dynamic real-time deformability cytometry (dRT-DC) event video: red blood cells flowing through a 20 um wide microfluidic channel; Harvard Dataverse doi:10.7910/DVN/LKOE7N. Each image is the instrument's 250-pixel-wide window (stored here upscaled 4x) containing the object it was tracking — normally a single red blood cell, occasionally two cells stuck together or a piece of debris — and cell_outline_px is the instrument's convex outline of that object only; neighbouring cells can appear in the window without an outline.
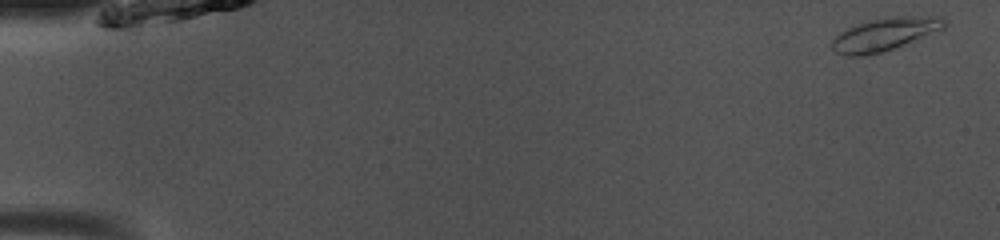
{"species": "common noctule bat (a hibernating species)", "species_latin": "Nyctalus noctula", "temperature_condition": "room temperature", "stored_images_in_passage": 49, "camera_frame_rate_fps": 3000, "um_per_image_px": 0.085, "animal": {"sex": "male", "body_mass_g": 13.0, "forearm_length_mm": 53.1}, "frame": {"image": 1, "passage_image": 1, "time_ms": 0.0, "image_size_px": [1000, 240], "cell_outline_px": [[944, 28], [904, 44], [880, 52], [864, 56], [844, 56], [836, 52], [832, 48], [832, 40], [840, 32], [848, 28], [872, 20], [892, 16], [944, 16]], "centroid_in_image_um": [75.18, 2.91], "position_along_channel_um": 9.8, "area_um2": 21.04}}
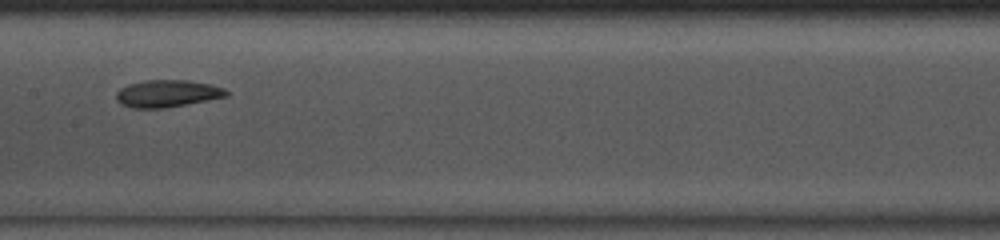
{"frame": {"image": 2, "passage_image": 25, "time_ms": 8.0, "image_size_px": [1000, 240], "cell_outline_px": [[228, 96], [208, 100], [164, 108], [132, 108], [120, 104], [116, 100], [116, 92], [120, 88], [128, 84], [144, 80], [188, 80], [212, 84], [224, 88], [228, 92]], "centroid_in_image_um": [14.2, 7.94], "position_along_channel_um": 193.2, "area_um2": 17.57}}
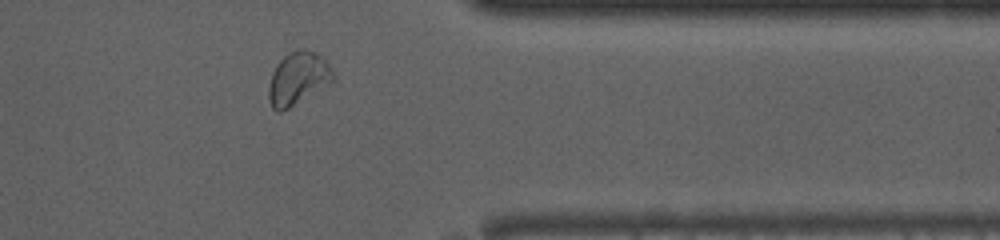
{"frame": {"image": 3, "passage_image": 40, "time_ms": 13.0, "image_size_px": [1000, 240], "cell_outline_px": [[336, 76], [332, 84], [288, 108], [280, 112], [272, 108], [268, 100], [268, 88], [272, 72], [276, 64], [288, 52], [296, 48], [304, 48], [316, 52], [332, 68]], "centroid_in_image_um": [25.35, 6.65], "position_along_channel_um": 386.1, "area_um2": 20.23}, "authors_computed_cell_mechanics": {"area_um2": 18.496, "velocity_mm_per_s": 4.0341, "shape_relaxation_time_tau1_ms": 2.8317, "shape_relaxation_time_tau2_ms": 2.6694, "deformation_change_tau1": 0.1091, "deformation_change_tau2": 0.0726}}